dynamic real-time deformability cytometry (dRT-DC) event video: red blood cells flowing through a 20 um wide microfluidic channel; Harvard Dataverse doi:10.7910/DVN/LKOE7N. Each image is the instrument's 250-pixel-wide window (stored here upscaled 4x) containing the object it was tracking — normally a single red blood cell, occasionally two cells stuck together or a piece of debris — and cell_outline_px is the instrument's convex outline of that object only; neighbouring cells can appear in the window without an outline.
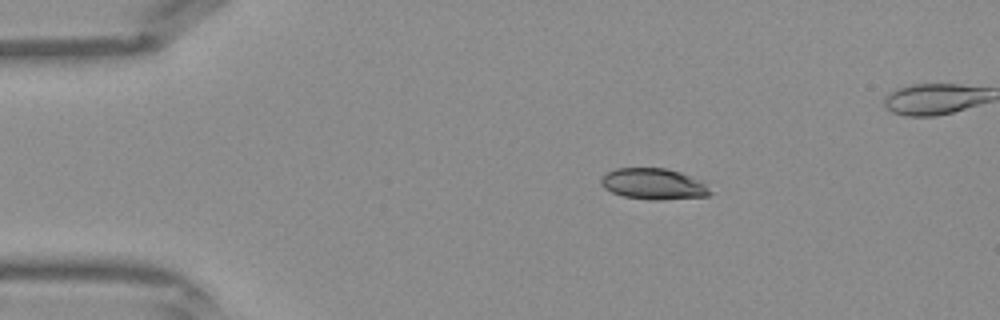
{"species": "Egyptian fruit bat (a non-hibernating species)", "species_latin": "Rousettus aegyptiacus", "temperature_condition": "warm", "stored_images_in_passage": 36, "camera_frame_rate_fps": 3000, "um_per_image_px": 0.085, "frame": {"image": 1, "passage_image": 1, "time_ms": 0.0, "image_size_px": [1000, 320], "cell_outline_px": [[712, 192], [708, 196], [660, 200], [648, 200], [624, 196], [612, 192], [604, 188], [600, 184], [600, 180], [608, 172], [616, 168], [664, 168], [680, 172], [700, 180]], "centroid_in_image_um": [55.54, 15.64], "position_along_channel_um": 29.5, "area_um2": 19.65}}
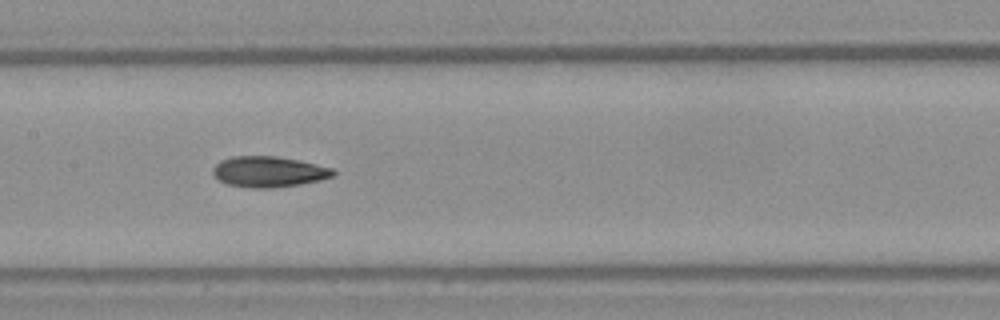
{"frame": {"image": 2, "passage_image": 14, "time_ms": 4.333, "image_size_px": [1000, 320], "cell_outline_px": [[336, 172], [332, 176], [320, 180], [300, 184], [272, 188], [252, 188], [228, 184], [220, 180], [212, 172], [212, 168], [220, 160], [232, 156], [272, 156], [296, 160], [316, 164], [332, 168]], "centroid_in_image_um": [22.82, 14.6], "position_along_channel_um": 184.6, "area_um2": 21.33}}
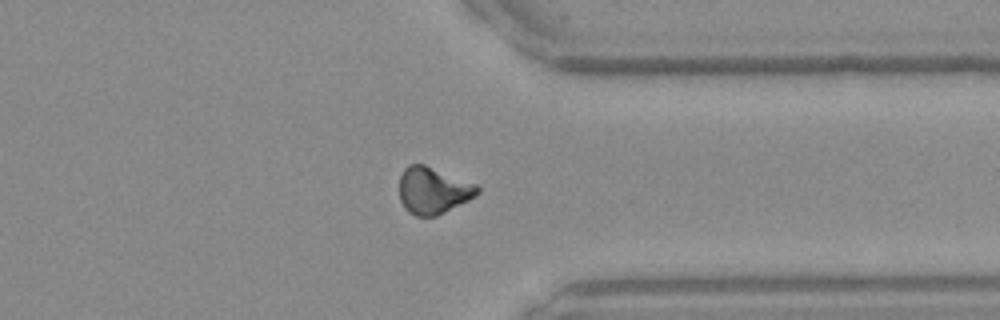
{"frame": {"image": 3, "passage_image": 26, "time_ms": 8.333, "image_size_px": [1000, 320], "cell_outline_px": [[480, 192], [476, 196], [436, 216], [416, 216], [408, 212], [404, 208], [400, 200], [400, 176], [404, 168], [408, 164], [424, 164], [476, 184], [480, 188]], "centroid_in_image_um": [36.8, 16.19], "position_along_channel_um": 374.6, "area_um2": 21.21}}